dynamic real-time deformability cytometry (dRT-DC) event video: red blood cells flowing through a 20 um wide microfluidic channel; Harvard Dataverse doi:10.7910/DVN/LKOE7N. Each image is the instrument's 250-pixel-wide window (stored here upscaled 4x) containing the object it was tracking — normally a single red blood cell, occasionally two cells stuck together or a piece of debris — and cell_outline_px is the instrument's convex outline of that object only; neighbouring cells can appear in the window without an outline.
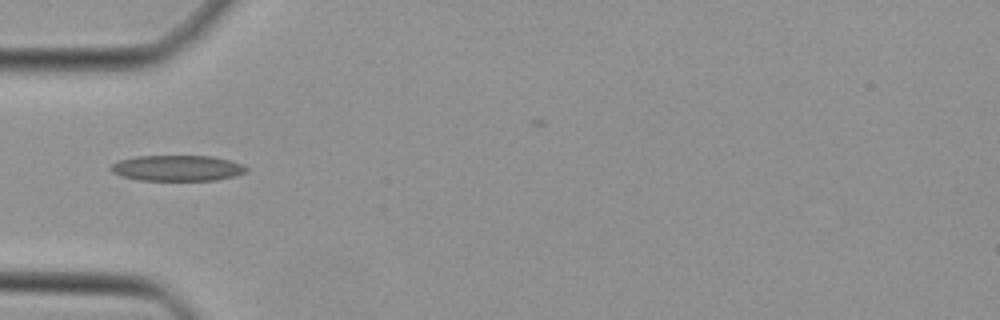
{"species": "Egyptian fruit bat (a non-hibernating species)", "species_latin": "Rousettus aegyptiacus", "temperature_condition": "cold", "stored_images_in_passage": 34, "camera_frame_rate_fps": 3000, "um_per_image_px": 0.085, "animal": {"sex": "female"}, "frame": {"image": 1, "passage_image": 1, "time_ms": 0.0, "image_size_px": [1000, 320], "cell_outline_px": [[248, 168], [244, 172], [232, 176], [212, 180], [140, 180], [120, 176], [112, 172], [108, 168], [112, 164], [120, 160], [136, 156], [212, 156], [244, 164]], "centroid_in_image_um": [15.02, 14.28], "position_along_channel_um": 70.0, "area_um2": 20.17}}
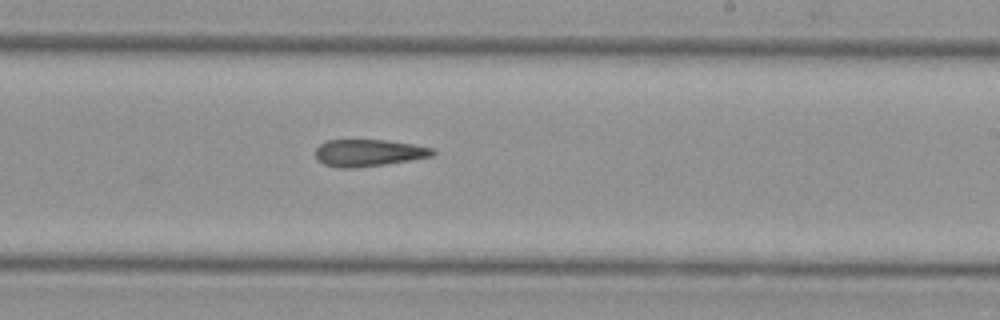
{"frame": {"image": 2, "passage_image": 14, "time_ms": 4.333, "image_size_px": [1000, 320], "cell_outline_px": [[436, 152], [432, 156], [384, 164], [352, 168], [336, 168], [324, 164], [316, 156], [316, 148], [320, 144], [328, 140], [388, 140], [412, 144], [432, 148]], "centroid_in_image_um": [31.31, 12.99], "position_along_channel_um": 257.7, "area_um2": 18.21}}
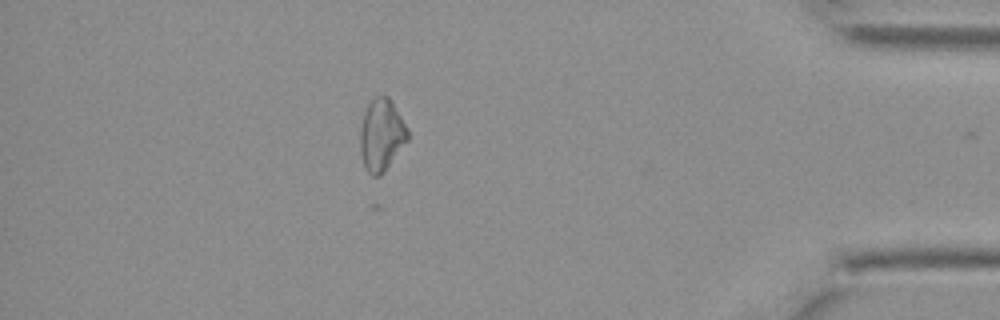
{"frame": {"image": 3, "passage_image": 27, "time_ms": 8.667, "image_size_px": [1000, 320], "cell_outline_px": [[408, 140], [384, 172], [380, 176], [372, 176], [368, 172], [364, 164], [360, 148], [360, 128], [368, 104], [376, 96], [388, 96], [408, 128]], "centroid_in_image_um": [32.43, 11.49], "position_along_channel_um": 402.8, "area_um2": 19.65}}